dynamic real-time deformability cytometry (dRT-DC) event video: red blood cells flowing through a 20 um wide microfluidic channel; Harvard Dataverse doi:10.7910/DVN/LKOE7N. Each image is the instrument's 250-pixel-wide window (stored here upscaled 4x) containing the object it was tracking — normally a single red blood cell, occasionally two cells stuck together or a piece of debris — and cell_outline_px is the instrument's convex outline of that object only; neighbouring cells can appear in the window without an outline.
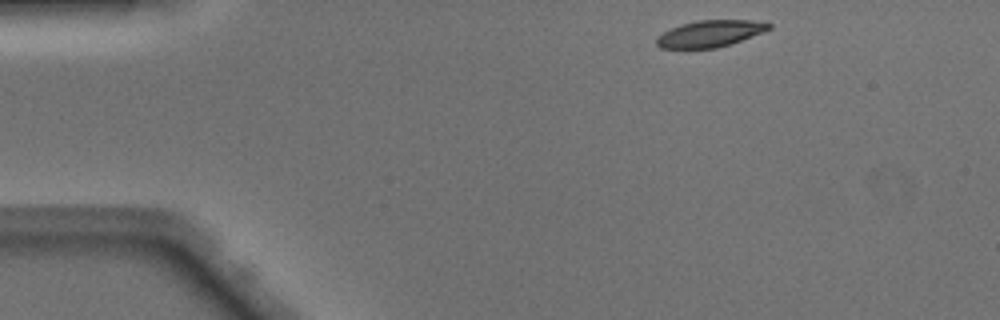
{"species": "Egyptian fruit bat (a non-hibernating species)", "species_latin": "Rousettus aegyptiacus", "temperature_condition": "warm", "stored_images_in_passage": 42, "camera_frame_rate_fps": 3000, "um_per_image_px": 0.085, "animal": {"sex": "male"}, "frame": {"image": 1, "passage_image": 1, "time_ms": 0.0, "image_size_px": [1000, 320], "cell_outline_px": [[772, 28], [764, 32], [716, 48], [660, 48], [656, 44], [656, 36], [672, 28], [696, 20], [752, 20], [772, 24]], "centroid_in_image_um": [60.35, 2.85], "position_along_channel_um": 24.6, "area_um2": 17.22}}
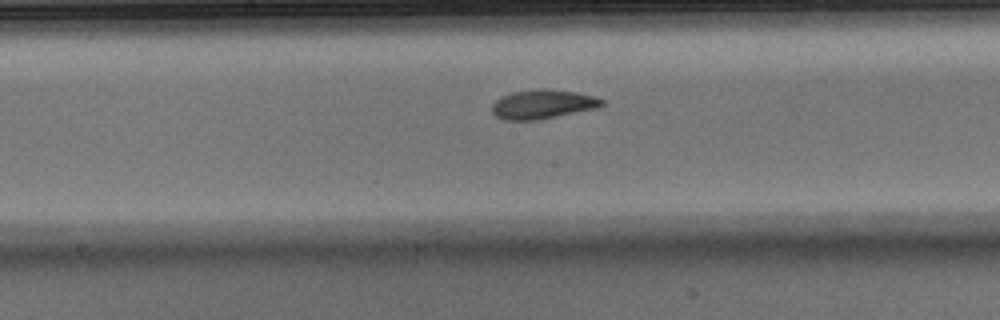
{"frame": {"image": 2, "passage_image": 19, "time_ms": 6.0, "image_size_px": [1000, 320], "cell_outline_px": [[604, 104], [596, 108], [536, 120], [504, 120], [496, 116], [492, 112], [492, 104], [496, 100], [512, 92], [536, 88], [544, 88], [576, 92], [596, 96], [604, 100]], "centroid_in_image_um": [46.13, 8.85], "position_along_channel_um": 202.1, "area_um2": 18.61}}
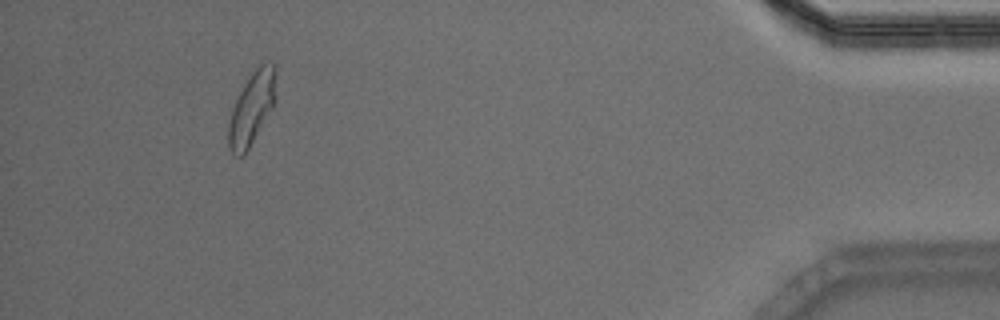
{"frame": {"image": 3, "passage_image": 39, "time_ms": 12.667, "image_size_px": [1000, 320], "cell_outline_px": [[276, 72], [272, 108], [244, 156], [232, 156], [228, 148], [228, 124], [232, 108], [244, 84], [252, 72], [260, 64], [272, 64], [276, 68]], "centroid_in_image_um": [21.35, 9.27], "position_along_channel_um": 413.8, "area_um2": 19.65}, "authors_computed_cell_mechanics": {"area_um2": 18.7272, "velocity_mm_per_s": 4.124, "shape_relaxation_time_tau1_ms": 4.2729, "shape_relaxation_time_tau2_ms": 1.7491, "deformation_change_tau1": 0.1658, "deformation_change_tau2": 0.0844}}